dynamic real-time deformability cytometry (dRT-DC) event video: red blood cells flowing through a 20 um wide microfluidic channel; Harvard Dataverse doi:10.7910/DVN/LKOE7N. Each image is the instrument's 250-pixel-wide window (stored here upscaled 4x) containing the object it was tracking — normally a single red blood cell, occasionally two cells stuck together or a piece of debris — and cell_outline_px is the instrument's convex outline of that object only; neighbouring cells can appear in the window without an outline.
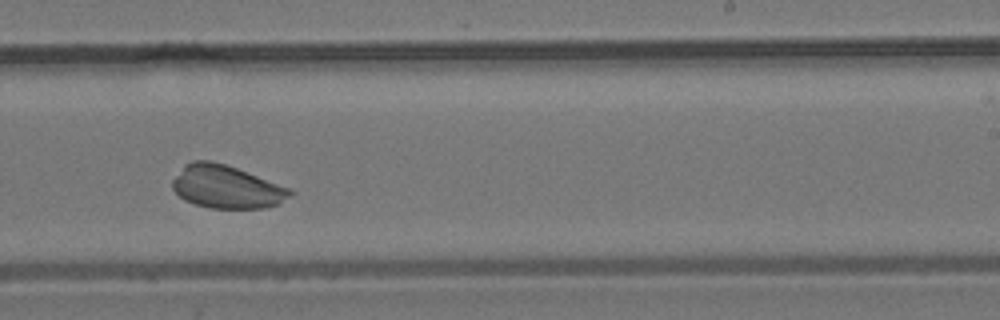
{"species": "common noctule bat (a hibernating species)", "species_latin": "Nyctalus noctula", "temperature_condition": "room temperature", "stored_images_in_passage": 41, "camera_frame_rate_fps": 3000, "um_per_image_px": 0.085, "animal": {"sex": "male", "body_mass_g": 19.2, "forearm_length_mm": 51.8}, "frame": {"image": 1, "passage_image": 24, "time_ms": 7.667, "image_size_px": [1000, 320], "cell_outline_px": [[292, 196], [280, 204], [264, 208], [208, 208], [184, 200], [172, 188], [172, 180], [184, 164], [192, 160], [212, 160], [236, 168], [292, 188]], "centroid_in_image_um": [19.26, 15.88], "position_along_channel_um": 269.7, "area_um2": 29.65}}